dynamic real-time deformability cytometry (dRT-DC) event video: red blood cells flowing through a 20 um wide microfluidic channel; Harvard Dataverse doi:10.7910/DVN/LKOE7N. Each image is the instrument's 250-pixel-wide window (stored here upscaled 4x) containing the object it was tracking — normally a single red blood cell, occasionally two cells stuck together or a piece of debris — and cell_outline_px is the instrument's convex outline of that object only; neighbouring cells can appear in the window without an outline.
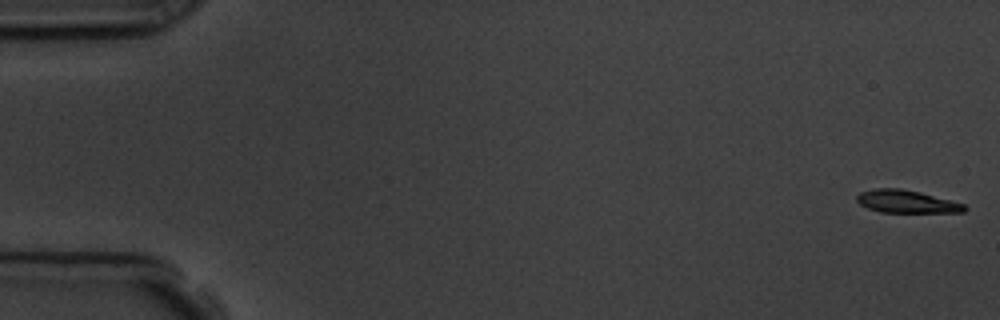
{"species": "common noctule bat (a hibernating species)", "species_latin": "Nyctalus noctula", "temperature_condition": "room temperature", "stored_images_in_passage": 7, "camera_frame_rate_fps": 3000, "um_per_image_px": 0.085, "animal": {"sex": "male", "body_mass_g": 19.5, "forearm_length_mm": 54.6}, "frame": {"image": 1, "passage_image": 1, "time_ms": 0.0, "image_size_px": [1000, 320], "cell_outline_px": [[968, 208], [964, 212], [880, 212], [868, 208], [860, 204], [856, 200], [856, 196], [860, 192], [876, 188], [900, 188], [920, 192], [964, 204]], "centroid_in_image_um": [77.03, 17.13], "position_along_channel_um": 8.0, "area_um2": 14.16}}
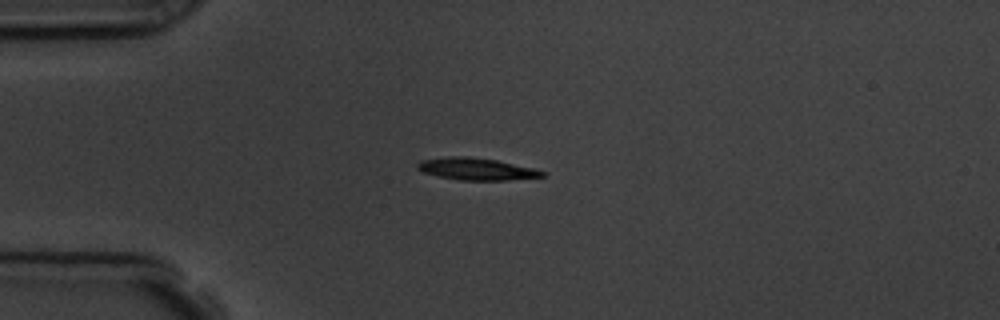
{"frame": {"image": 2, "passage_image": 5, "time_ms": 4.333, "image_size_px": [1000, 320], "cell_outline_px": [[548, 176], [508, 180], [460, 180], [440, 176], [424, 172], [416, 168], [416, 164], [420, 160], [448, 156], [468, 156], [496, 160], [536, 168], [548, 172]], "centroid_in_image_um": [40.56, 14.36], "position_along_channel_um": 44.4, "area_um2": 16.24}}